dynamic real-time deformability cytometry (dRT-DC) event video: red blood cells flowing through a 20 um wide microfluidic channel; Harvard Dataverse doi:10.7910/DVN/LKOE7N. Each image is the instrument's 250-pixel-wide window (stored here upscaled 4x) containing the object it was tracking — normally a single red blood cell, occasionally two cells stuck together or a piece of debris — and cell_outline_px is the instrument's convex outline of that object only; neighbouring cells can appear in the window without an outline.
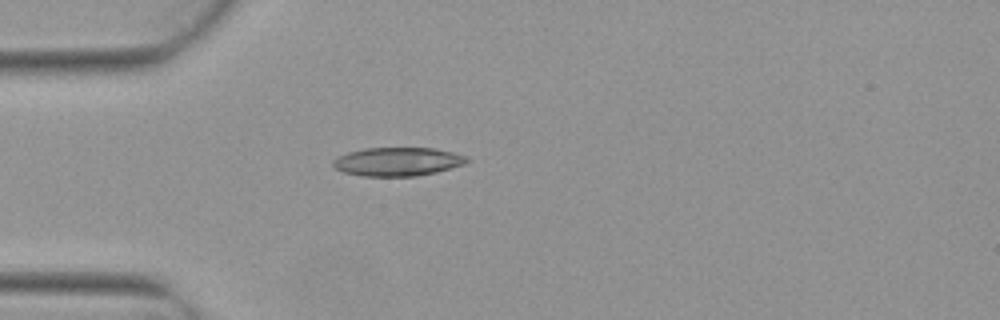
{"species": "Egyptian fruit bat (a non-hibernating species)", "species_latin": "Rousettus aegyptiacus", "temperature_condition": "warm", "stored_images_in_passage": 1, "camera_frame_rate_fps": 3000, "um_per_image_px": 0.085, "animal": {"sex": "female"}, "frame": {"image": 1, "passage_image": 1, "time_ms": 0.0, "image_size_px": [1000, 320], "cell_outline_px": [[472, 160], [464, 164], [436, 172], [416, 176], [364, 176], [344, 172], [336, 168], [332, 164], [332, 160], [348, 152], [364, 148], [436, 148], [452, 152], [464, 156]], "centroid_in_image_um": [33.81, 13.73], "position_along_channel_um": 51.2, "area_um2": 22.2}}